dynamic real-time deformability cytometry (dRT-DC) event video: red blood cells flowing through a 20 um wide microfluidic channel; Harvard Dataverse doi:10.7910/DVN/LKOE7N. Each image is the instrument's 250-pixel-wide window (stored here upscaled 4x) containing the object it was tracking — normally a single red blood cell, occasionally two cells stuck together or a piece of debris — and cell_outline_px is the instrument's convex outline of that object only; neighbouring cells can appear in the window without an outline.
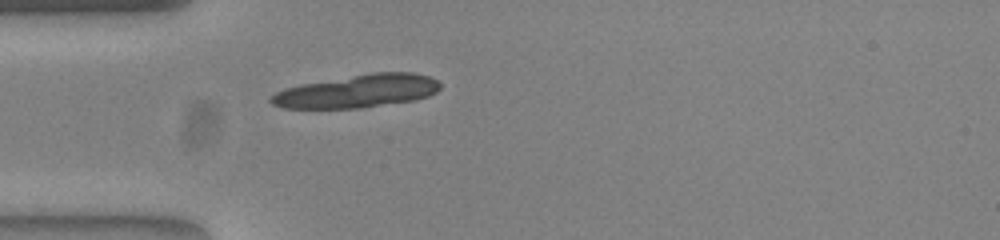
{"species": "common noctule bat (a hibernating species)", "species_latin": "Nyctalus noctula", "temperature_condition": "warm", "stored_images_in_passage": 38, "camera_frame_rate_fps": 3000, "um_per_image_px": 0.085, "animal": {"sex": "female", "body_mass_g": 23.0, "forearm_length_mm": 53.4}, "frame": {"image": 1, "passage_image": 1, "time_ms": 0.0, "image_size_px": [1000, 240], "cell_outline_px": [[440, 88], [436, 92], [428, 96], [416, 100], [360, 108], [284, 108], [272, 104], [268, 100], [276, 92], [284, 88], [300, 84], [372, 72], [412, 72], [428, 76], [436, 80], [440, 84]], "centroid_in_image_um": [30.38, 7.75], "position_along_channel_um": 54.6, "area_um2": 32.54}}